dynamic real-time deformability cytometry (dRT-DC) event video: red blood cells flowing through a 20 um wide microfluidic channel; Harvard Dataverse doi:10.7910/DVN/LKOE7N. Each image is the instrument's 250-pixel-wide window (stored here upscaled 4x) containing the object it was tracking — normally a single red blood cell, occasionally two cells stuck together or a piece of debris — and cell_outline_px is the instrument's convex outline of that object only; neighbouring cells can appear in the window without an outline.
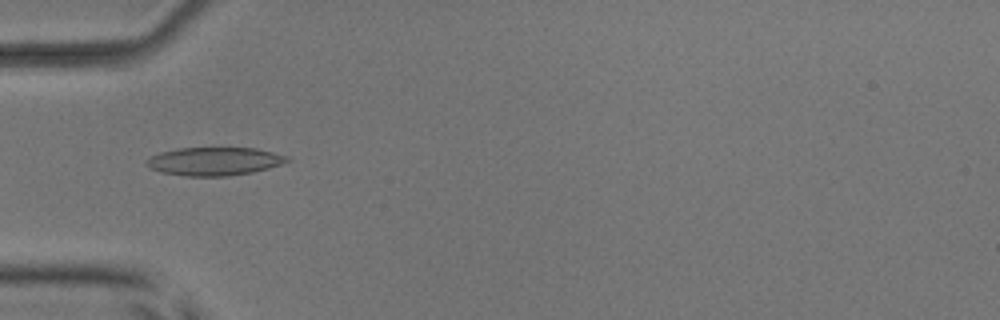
{"species": "common noctule bat (a hibernating species)", "species_latin": "Nyctalus noctula", "temperature_condition": "room temperature", "stored_images_in_passage": 37, "camera_frame_rate_fps": 3000, "um_per_image_px": 0.085, "animal": {"sex": "male", "body_mass_g": 17.9, "forearm_length_mm": 54.2}, "frame": {"image": 1, "passage_image": 2, "time_ms": 0.333, "image_size_px": [1000, 320], "cell_outline_px": [[292, 160], [268, 168], [252, 172], [228, 176], [188, 176], [160, 172], [144, 164], [144, 160], [160, 152], [180, 148], [256, 148], [288, 156]], "centroid_in_image_um": [18.21, 13.71], "position_along_channel_um": 66.8, "area_um2": 23.06}}
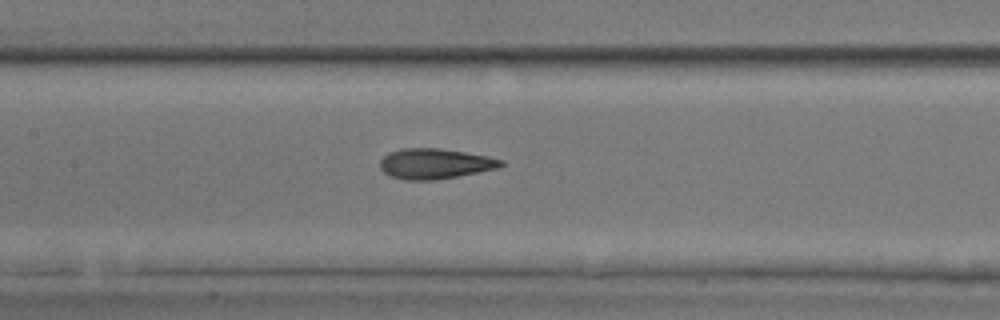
{"frame": {"image": 2, "passage_image": 10, "time_ms": 3.0, "image_size_px": [1000, 320], "cell_outline_px": [[504, 164], [496, 168], [436, 180], [404, 180], [392, 176], [384, 172], [380, 168], [380, 160], [388, 152], [404, 148], [440, 148], [488, 156], [504, 160]], "centroid_in_image_um": [36.94, 13.91], "position_along_channel_um": 170.5, "area_um2": 21.21}}
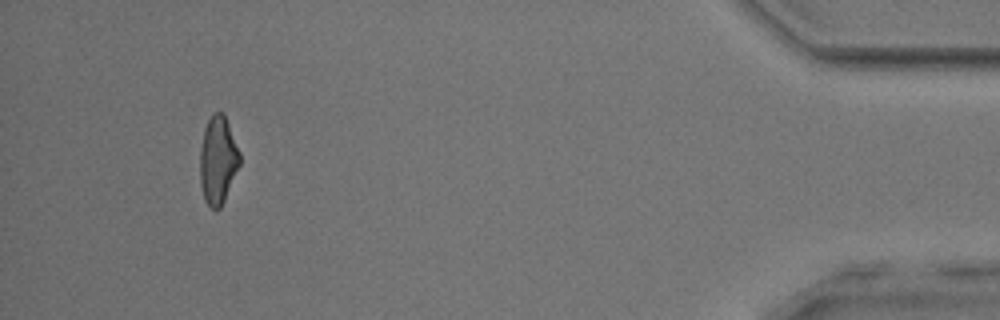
{"frame": {"image": 3, "passage_image": 34, "time_ms": 11.0, "image_size_px": [1000, 320], "cell_outline_px": [[240, 164], [224, 200], [220, 208], [212, 208], [204, 200], [200, 184], [200, 152], [204, 128], [212, 112], [224, 112], [240, 152]], "centroid_in_image_um": [18.52, 13.57], "position_along_channel_um": 416.7, "area_um2": 20.35}, "authors_computed_cell_mechanics": {"area_um2": 20.9814, "velocity_mm_per_s": 3.9216, "shape_relaxation_time_tau1_ms": 4.2395, "shape_relaxation_time_tau2_ms": 2.1004, "deformation_change_tau1": 0.1355, "deformation_change_tau2": 0.1099}}